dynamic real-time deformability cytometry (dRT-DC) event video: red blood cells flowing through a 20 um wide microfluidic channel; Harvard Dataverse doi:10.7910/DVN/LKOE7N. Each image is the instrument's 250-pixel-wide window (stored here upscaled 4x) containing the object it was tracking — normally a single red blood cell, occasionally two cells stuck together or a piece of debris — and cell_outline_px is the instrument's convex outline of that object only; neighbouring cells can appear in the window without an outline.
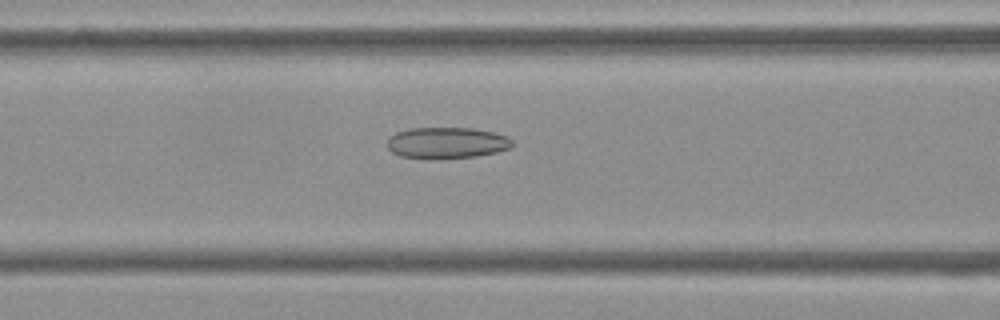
{"species": "Egyptian fruit bat (a non-hibernating species)", "species_latin": "Rousettus aegyptiacus", "temperature_condition": "cold", "stored_images_in_passage": 41, "camera_frame_rate_fps": 3000, "um_per_image_px": 0.085, "frame": {"image": 1, "passage_image": 10, "time_ms": 3.0, "image_size_px": [1000, 320], "cell_outline_px": [[512, 144], [508, 148], [496, 152], [476, 156], [400, 156], [392, 152], [388, 148], [388, 140], [396, 132], [408, 128], [472, 128], [492, 132], [508, 136], [512, 140]], "centroid_in_image_um": [37.99, 12.09], "position_along_channel_um": 128.6, "area_um2": 21.79}}
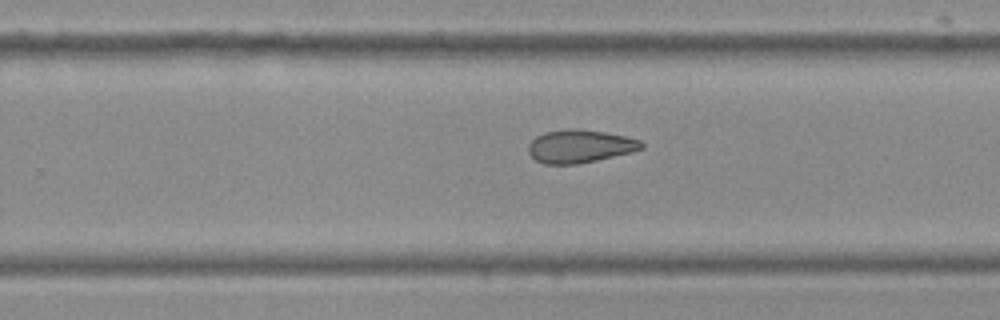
{"frame": {"image": 2, "passage_image": 22, "time_ms": 7.0, "image_size_px": [1000, 320], "cell_outline_px": [[644, 148], [632, 152], [596, 160], [576, 164], [544, 164], [536, 160], [528, 152], [528, 144], [536, 136], [544, 132], [568, 128], [576, 128], [604, 132], [624, 136], [640, 140], [644, 144]], "centroid_in_image_um": [49.27, 12.42], "position_along_channel_um": 280.5, "area_um2": 21.79}}
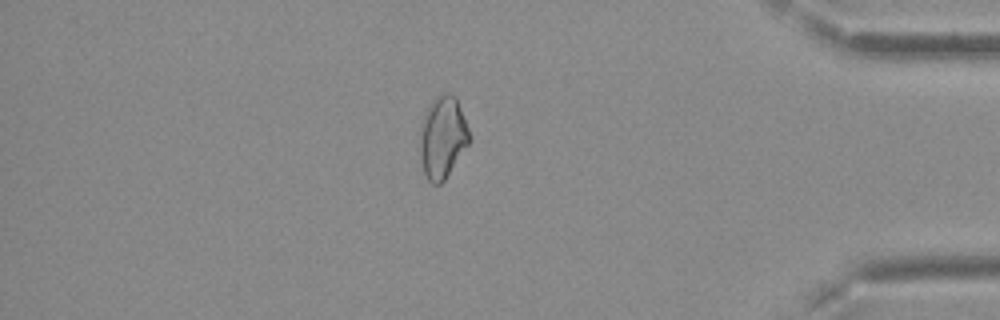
{"frame": {"image": 3, "passage_image": 34, "time_ms": 11.0, "image_size_px": [1000, 320], "cell_outline_px": [[472, 140], [444, 180], [440, 184], [432, 184], [428, 180], [424, 172], [420, 156], [420, 124], [424, 112], [432, 100], [436, 96], [444, 92], [448, 92], [456, 96], [472, 136]], "centroid_in_image_um": [37.63, 11.64], "position_along_channel_um": 397.6, "area_um2": 24.04}, "authors_computed_cell_mechanics": {"area_um2": 22.4842, "velocity_mm_per_s": 3.7944, "shape_relaxation_time_tau1_ms": 8.6124, "shape_relaxation_time_tau2_ms": 5.7396, "deformation_change_tau1": 0.1455, "deformation_change_tau2": 0.1348}}